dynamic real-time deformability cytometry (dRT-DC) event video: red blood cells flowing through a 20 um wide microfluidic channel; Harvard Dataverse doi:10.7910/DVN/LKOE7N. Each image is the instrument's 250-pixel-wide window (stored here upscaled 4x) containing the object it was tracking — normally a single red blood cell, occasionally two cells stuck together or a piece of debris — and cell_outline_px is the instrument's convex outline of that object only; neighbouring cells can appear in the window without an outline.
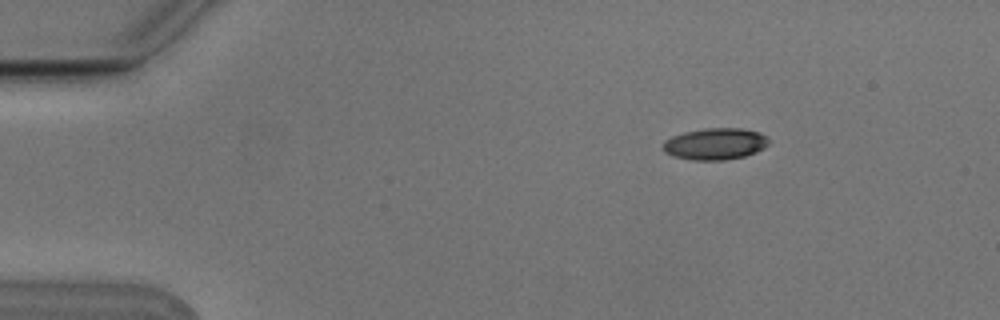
{"species": "Egyptian fruit bat (a non-hibernating species)", "species_latin": "Rousettus aegyptiacus", "temperature_condition": "cold", "stored_images_in_passage": 5, "camera_frame_rate_fps": 3000, "um_per_image_px": 0.085, "animal": {"sex": "male"}, "frame": {"image": 1, "passage_image": 3, "time_ms": 0.667, "image_size_px": [1000, 320], "cell_outline_px": [[768, 144], [764, 148], [756, 152], [744, 156], [724, 160], [692, 160], [676, 156], [664, 152], [664, 140], [672, 136], [684, 132], [704, 128], [740, 128], [760, 132], [768, 136]], "centroid_in_image_um": [60.82, 12.22], "position_along_channel_um": 24.2, "area_um2": 19.48}}